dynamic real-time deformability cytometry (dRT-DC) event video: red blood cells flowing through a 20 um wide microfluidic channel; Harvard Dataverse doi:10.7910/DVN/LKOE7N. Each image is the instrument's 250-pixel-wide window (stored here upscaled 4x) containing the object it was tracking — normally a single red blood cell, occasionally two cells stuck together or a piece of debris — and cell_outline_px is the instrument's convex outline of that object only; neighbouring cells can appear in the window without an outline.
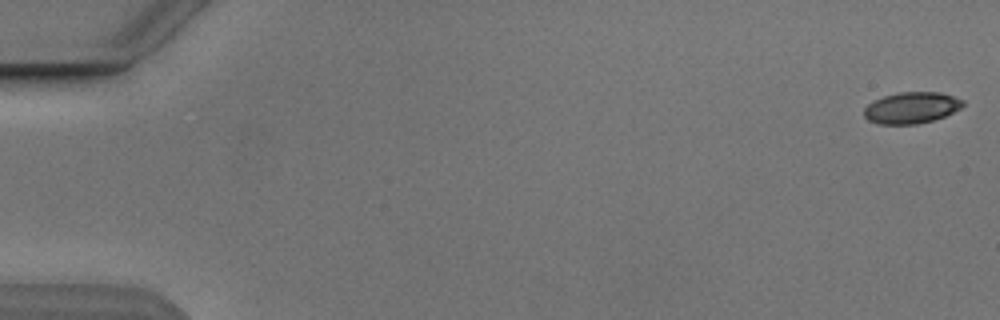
{"species": "Egyptian fruit bat (a non-hibernating species)", "species_latin": "Rousettus aegyptiacus", "temperature_condition": "cold", "stored_images_in_passage": 6, "camera_frame_rate_fps": 3000, "um_per_image_px": 0.085, "animal": {"sex": "male"}, "frame": {"image": 1, "passage_image": 1, "time_ms": 0.0, "image_size_px": [1000, 320], "cell_outline_px": [[964, 104], [960, 108], [944, 116], [932, 120], [916, 124], [876, 124], [868, 120], [864, 116], [864, 108], [872, 100], [896, 92], [940, 92], [964, 100]], "centroid_in_image_um": [77.43, 9.15], "position_along_channel_um": 7.6, "area_um2": 18.09}}
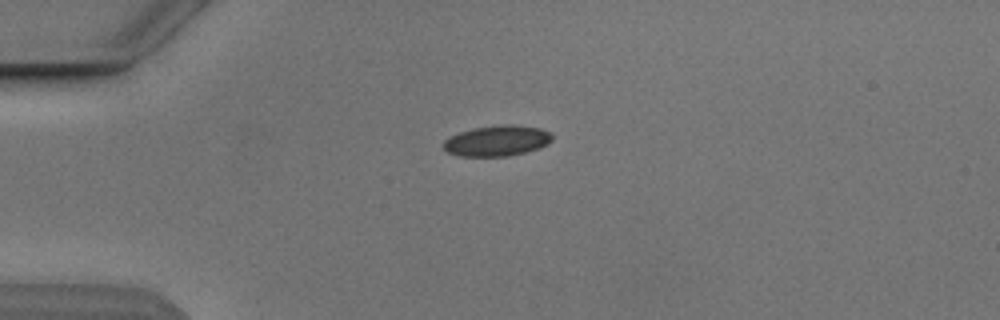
{"frame": {"image": 2, "passage_image": 4, "time_ms": 4.333, "image_size_px": [1000, 320], "cell_outline_px": [[552, 140], [548, 144], [540, 148], [508, 156], [460, 156], [448, 152], [444, 148], [444, 140], [448, 136], [472, 128], [508, 124], [512, 124], [540, 128], [552, 132]], "centroid_in_image_um": [42.27, 11.96], "position_along_channel_um": 42.7, "area_um2": 19.48}}